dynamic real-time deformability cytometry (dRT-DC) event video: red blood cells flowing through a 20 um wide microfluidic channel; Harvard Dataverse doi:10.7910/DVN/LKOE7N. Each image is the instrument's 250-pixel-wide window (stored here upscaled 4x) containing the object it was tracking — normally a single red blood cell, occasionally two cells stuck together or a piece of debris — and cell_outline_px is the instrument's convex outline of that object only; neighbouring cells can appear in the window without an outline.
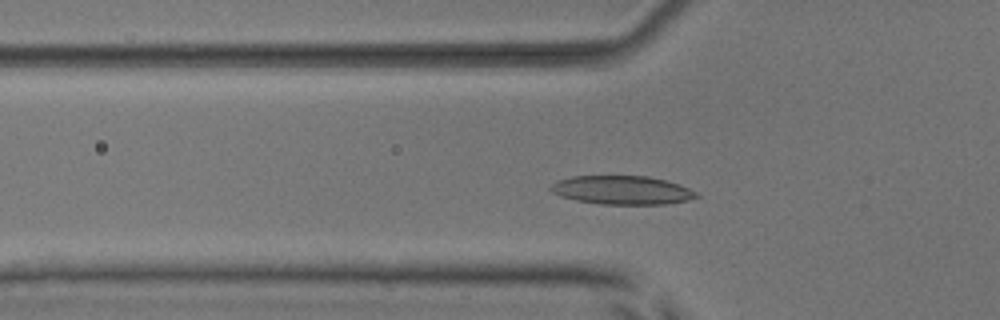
{"species": "common noctule bat (a hibernating species)", "species_latin": "Nyctalus noctula", "temperature_condition": "room temperature", "stored_images_in_passage": 49, "camera_frame_rate_fps": 3000, "um_per_image_px": 0.085, "animal": {"sex": "male", "body_mass_g": 17.9, "forearm_length_mm": 54.2}, "frame": {"image": 1, "passage_image": 14, "time_ms": 4.333, "image_size_px": [1000, 320], "cell_outline_px": [[700, 196], [688, 200], [668, 204], [600, 204], [576, 200], [560, 196], [552, 192], [548, 188], [552, 184], [560, 180], [572, 176], [648, 176], [664, 180], [688, 188], [696, 192]], "centroid_in_image_um": [52.86, 16.16], "position_along_channel_um": 72.9, "area_um2": 24.16}}
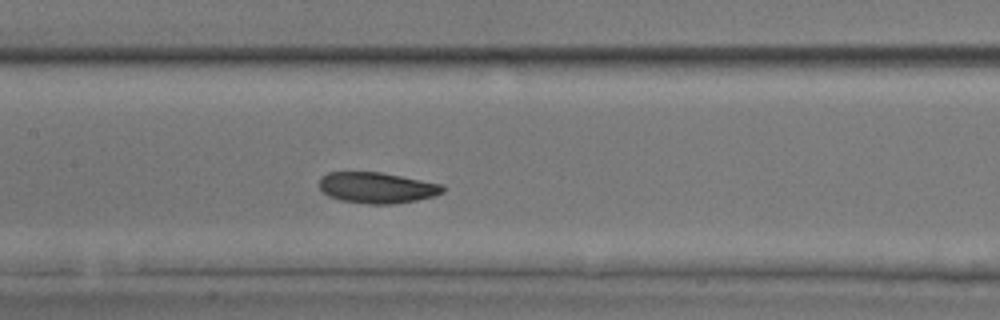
{"frame": {"image": 2, "passage_image": 22, "time_ms": 7.0, "image_size_px": [1000, 320], "cell_outline_px": [[444, 192], [436, 196], [416, 200], [392, 204], [368, 204], [340, 200], [328, 196], [320, 188], [320, 176], [328, 172], [380, 172], [444, 184]], "centroid_in_image_um": [32.06, 15.95], "position_along_channel_um": 175.3, "area_um2": 22.37}}
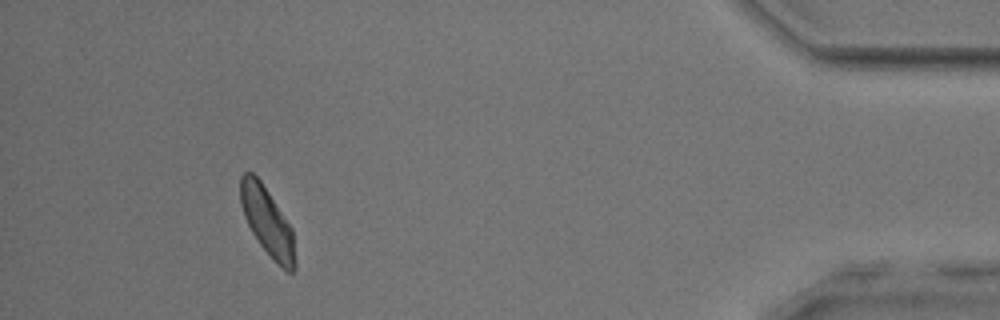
{"frame": {"image": 3, "passage_image": 45, "time_ms": 14.667, "image_size_px": [1000, 320], "cell_outline_px": [[296, 268], [292, 272], [288, 272], [260, 244], [252, 232], [244, 216], [240, 204], [240, 176], [244, 172], [252, 172], [260, 180], [292, 228], [296, 264]], "centroid_in_image_um": [22.7, 18.8], "position_along_channel_um": 412.5, "area_um2": 21.21}, "authors_computed_cell_mechanics": {"area_um2": 22.831, "velocity_mm_per_s": 3.8543, "shape_relaxation_time_tau1_ms": 3.1775, "shape_relaxation_time_tau2_ms": 3.7366, "deformation_change_tau1": 0.1063, "deformation_change_tau2": 0.0643}}